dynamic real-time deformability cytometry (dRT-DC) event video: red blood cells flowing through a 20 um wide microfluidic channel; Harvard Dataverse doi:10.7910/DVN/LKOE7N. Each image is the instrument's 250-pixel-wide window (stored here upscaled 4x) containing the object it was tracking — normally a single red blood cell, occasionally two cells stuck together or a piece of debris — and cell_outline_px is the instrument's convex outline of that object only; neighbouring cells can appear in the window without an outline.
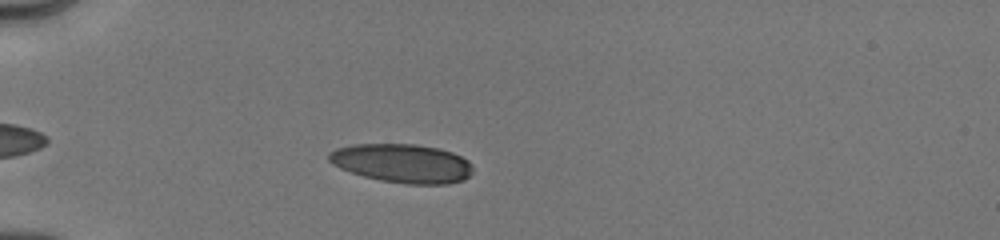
{"species": "human", "species_latin": "Homo sapiens", "temperature_condition": "cold", "stored_images_in_passage": 65, "camera_frame_rate_fps": 3000, "um_per_image_px": 0.085, "donor": {"sex": "male"}, "frame": {"image": 1, "passage_image": 6, "time_ms": 2.0, "image_size_px": [1000, 240], "cell_outline_px": [[472, 172], [464, 180], [448, 184], [408, 184], [380, 180], [364, 176], [340, 168], [332, 164], [328, 160], [328, 152], [336, 148], [352, 144], [416, 144], [440, 148], [452, 152], [468, 160], [472, 164]], "centroid_in_image_um": [34.19, 13.87], "position_along_channel_um": 50.8, "area_um2": 32.71}}
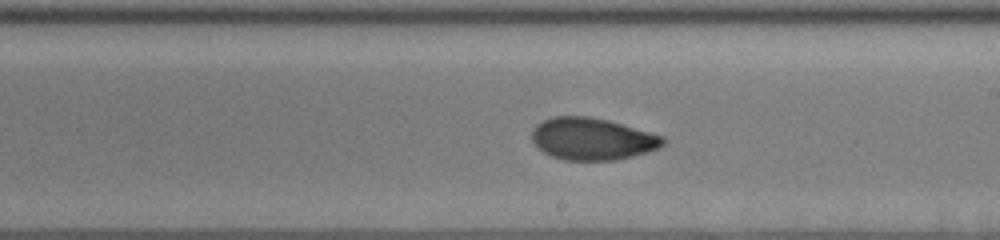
{"frame": {"image": 2, "passage_image": 29, "time_ms": 7.333, "image_size_px": [1000, 240], "cell_outline_px": [[668, 140], [660, 148], [648, 152], [632, 156], [612, 160], [564, 160], [552, 156], [544, 152], [532, 140], [532, 132], [536, 124], [552, 116], [588, 116], [608, 120], [664, 136]], "centroid_in_image_um": [50.37, 11.8], "position_along_channel_um": 238.6, "area_um2": 32.14}}
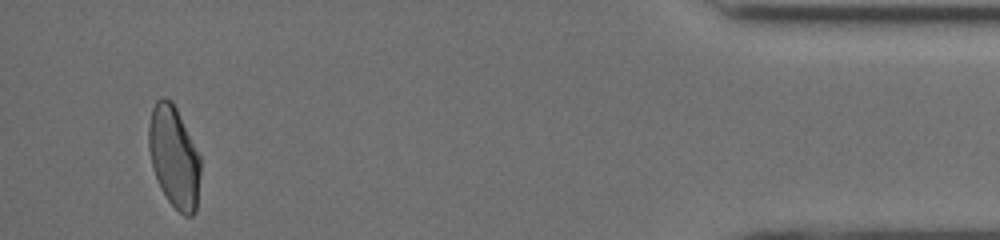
{"frame": {"image": 3, "passage_image": 64, "time_ms": 13.333, "image_size_px": [1000, 240], "cell_outline_px": [[200, 176], [196, 212], [192, 216], [184, 216], [168, 200], [160, 188], [152, 168], [148, 144], [148, 124], [152, 108], [156, 100], [160, 96], [164, 96], [172, 100], [200, 156]], "centroid_in_image_um": [14.78, 13.33], "position_along_channel_um": 420.4, "area_um2": 30.81}, "authors_computed_cell_mechanics": {"area_um2": 31.501, "velocity_mm_per_s": 4.0183, "shape_relaxation_time_tau1_ms": 4.6267, "shape_relaxation_time_tau2_ms": 1.234, "deformation_change_tau1": 0.1384, "deformation_change_tau2": 0.0578}}